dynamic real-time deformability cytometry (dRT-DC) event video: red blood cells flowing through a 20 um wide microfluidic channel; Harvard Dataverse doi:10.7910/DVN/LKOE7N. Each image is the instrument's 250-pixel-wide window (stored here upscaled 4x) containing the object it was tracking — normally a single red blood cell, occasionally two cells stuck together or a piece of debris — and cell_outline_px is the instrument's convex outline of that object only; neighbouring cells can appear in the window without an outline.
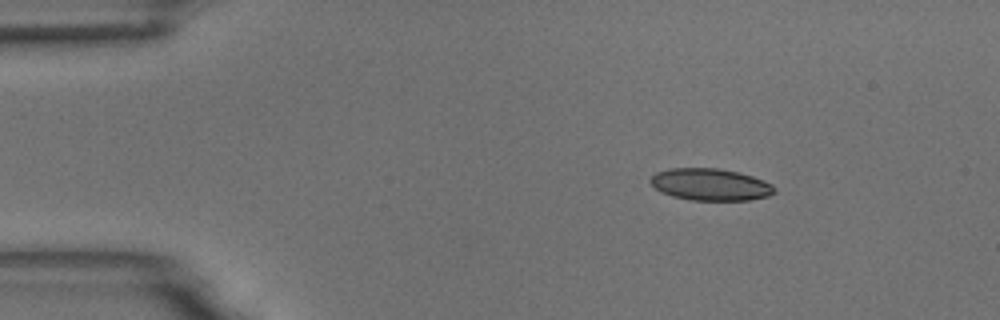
{"species": "common noctule bat (a hibernating species)", "species_latin": "Nyctalus noctula", "temperature_condition": "room temperature", "stored_images_in_passage": 55, "camera_frame_rate_fps": 3000, "um_per_image_px": 0.085, "animal": {"sex": "male", "body_mass_g": 18.8}, "frame": {"image": 1, "passage_image": 8, "time_ms": 2.333, "image_size_px": [1000, 320], "cell_outline_px": [[776, 192], [768, 196], [748, 200], [692, 200], [672, 196], [660, 192], [648, 180], [656, 172], [672, 168], [716, 168], [740, 172], [764, 180], [772, 184], [776, 188]], "centroid_in_image_um": [60.4, 15.68], "position_along_channel_um": 24.6, "area_um2": 23.18}}
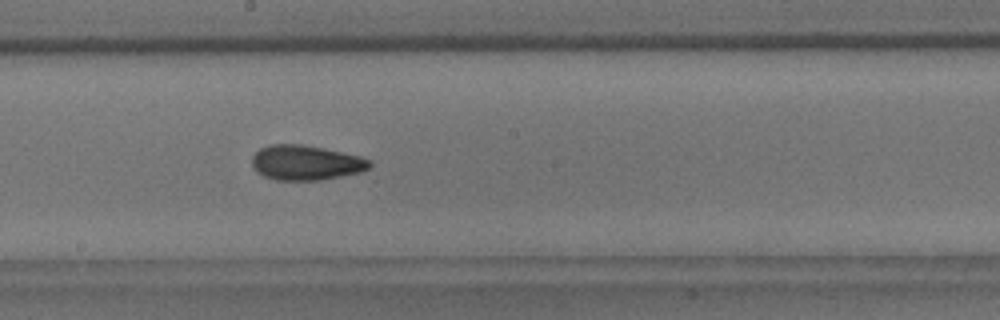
{"frame": {"image": 2, "passage_image": 30, "time_ms": 9.667, "image_size_px": [1000, 320], "cell_outline_px": [[372, 164], [368, 168], [360, 172], [320, 180], [276, 180], [264, 176], [256, 172], [252, 164], [252, 156], [260, 148], [268, 144], [300, 144], [324, 148], [360, 156], [372, 160]], "centroid_in_image_um": [25.98, 13.82], "position_along_channel_um": 222.2, "area_um2": 23.99}}
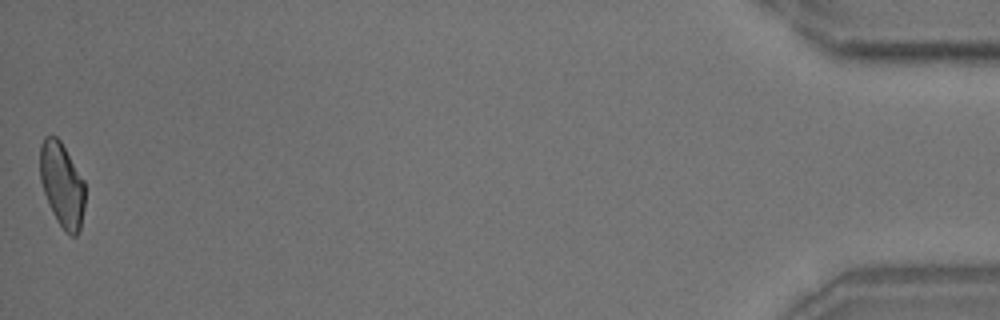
{"frame": {"image": 3, "passage_image": 55, "time_ms": 18.0, "image_size_px": [1000, 320], "cell_outline_px": [[84, 208], [80, 228], [76, 236], [72, 236], [56, 220], [52, 212], [44, 192], [40, 180], [40, 144], [44, 136], [56, 136], [60, 140], [84, 180]], "centroid_in_image_um": [5.26, 15.67], "position_along_channel_um": 429.9, "area_um2": 21.91}, "authors_computed_cell_mechanics": {"area_um2": 23.12, "velocity_mm_per_s": 3.6376, "shape_relaxation_time_tau1_ms": 8.4902, "shape_relaxation_time_tau2_ms": 2.8908, "deformation_change_tau1": 0.1737, "deformation_change_tau2": 0.09}}